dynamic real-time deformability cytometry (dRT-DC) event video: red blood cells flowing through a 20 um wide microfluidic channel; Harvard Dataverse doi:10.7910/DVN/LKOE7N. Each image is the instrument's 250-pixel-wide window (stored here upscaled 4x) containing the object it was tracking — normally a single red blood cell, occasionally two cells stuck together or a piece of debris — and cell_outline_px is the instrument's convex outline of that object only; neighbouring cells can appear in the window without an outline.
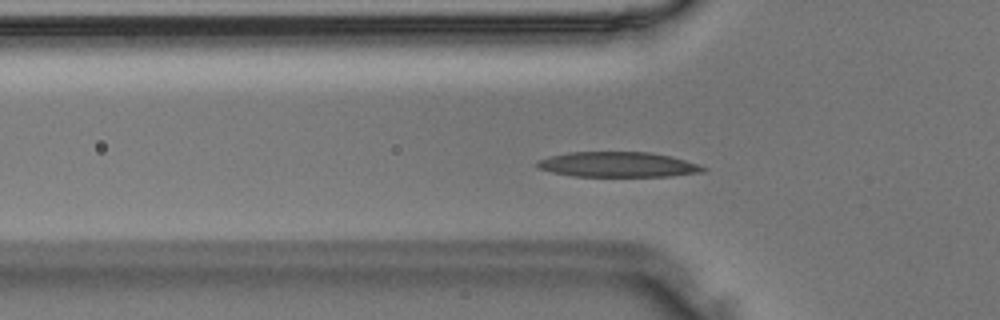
{"species": "Egyptian fruit bat (a non-hibernating species)", "species_latin": "Rousettus aegyptiacus", "temperature_condition": "room temperature", "stored_images_in_passage": 47, "camera_frame_rate_fps": 3000, "um_per_image_px": 0.085, "animal": {"sex": "male"}, "frame": {"image": 1, "passage_image": 15, "time_ms": 4.667, "image_size_px": [1000, 320], "cell_outline_px": [[708, 168], [704, 172], [668, 176], [572, 176], [552, 172], [536, 168], [536, 160], [548, 156], [568, 152], [652, 152], [684, 160]], "centroid_in_image_um": [52.45, 13.98], "position_along_channel_um": 73.4, "area_um2": 24.33}}
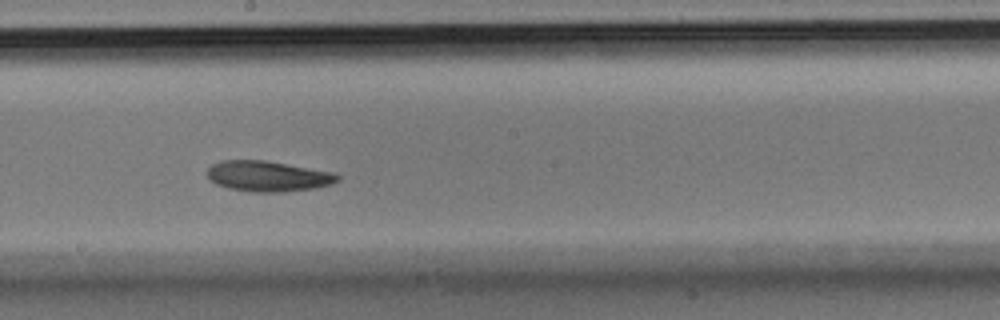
{"frame": {"image": 2, "passage_image": 26, "time_ms": 8.333, "image_size_px": [1000, 320], "cell_outline_px": [[340, 180], [332, 184], [316, 188], [284, 192], [252, 192], [228, 188], [216, 184], [208, 176], [208, 168], [212, 164], [224, 160], [264, 160], [336, 172], [340, 176]], "centroid_in_image_um": [22.83, 14.98], "position_along_channel_um": 225.4, "area_um2": 23.35}}
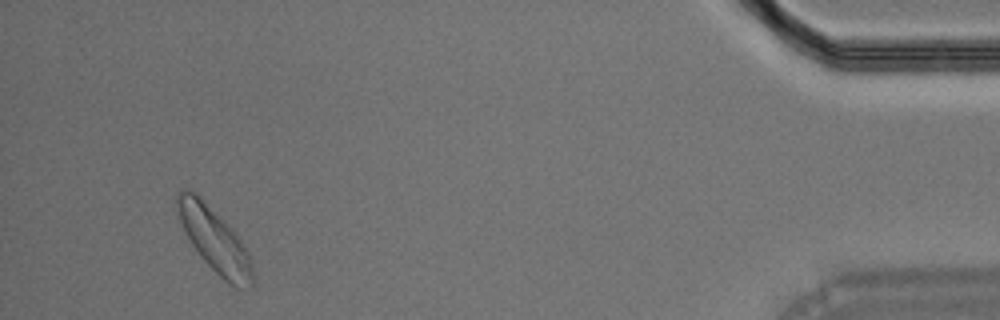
{"frame": {"image": 3, "passage_image": 45, "time_ms": 14.667, "image_size_px": [1000, 320], "cell_outline_px": [[252, 284], [248, 288], [228, 284], [200, 256], [192, 244], [180, 220], [176, 204], [176, 192], [180, 188], [188, 188], [196, 192], [232, 228], [244, 244], [248, 252], [252, 268]], "centroid_in_image_um": [18.21, 20.32], "position_along_channel_um": 417.0, "area_um2": 27.8}}